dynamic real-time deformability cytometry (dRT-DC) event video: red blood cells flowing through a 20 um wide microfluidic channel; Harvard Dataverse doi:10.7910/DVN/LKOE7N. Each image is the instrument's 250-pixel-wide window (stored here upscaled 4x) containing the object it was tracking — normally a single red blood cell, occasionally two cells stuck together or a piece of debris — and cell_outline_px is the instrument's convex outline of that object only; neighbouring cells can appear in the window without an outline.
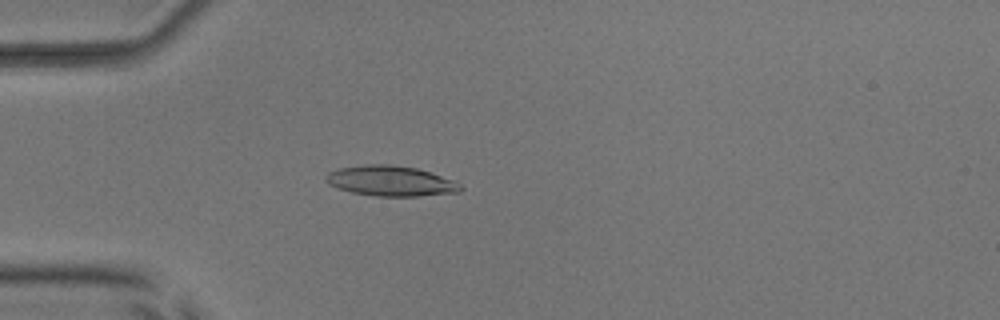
{"species": "common noctule bat (a hibernating species)", "species_latin": "Nyctalus noctula", "temperature_condition": "room temperature", "stored_images_in_passage": 5, "camera_frame_rate_fps": 3000, "um_per_image_px": 0.085, "animal": {"sex": "male", "body_mass_g": 17.9, "forearm_length_mm": 54.2}, "frame": {"image": 1, "passage_image": 4, "time_ms": 1.0, "image_size_px": [1000, 320], "cell_outline_px": [[464, 188], [460, 192], [420, 196], [376, 196], [352, 192], [328, 184], [324, 180], [324, 176], [328, 172], [340, 168], [364, 164], [392, 164], [416, 168], [432, 172], [452, 180], [460, 184]], "centroid_in_image_um": [33.21, 15.37], "position_along_channel_um": 51.8, "area_um2": 23.87}}